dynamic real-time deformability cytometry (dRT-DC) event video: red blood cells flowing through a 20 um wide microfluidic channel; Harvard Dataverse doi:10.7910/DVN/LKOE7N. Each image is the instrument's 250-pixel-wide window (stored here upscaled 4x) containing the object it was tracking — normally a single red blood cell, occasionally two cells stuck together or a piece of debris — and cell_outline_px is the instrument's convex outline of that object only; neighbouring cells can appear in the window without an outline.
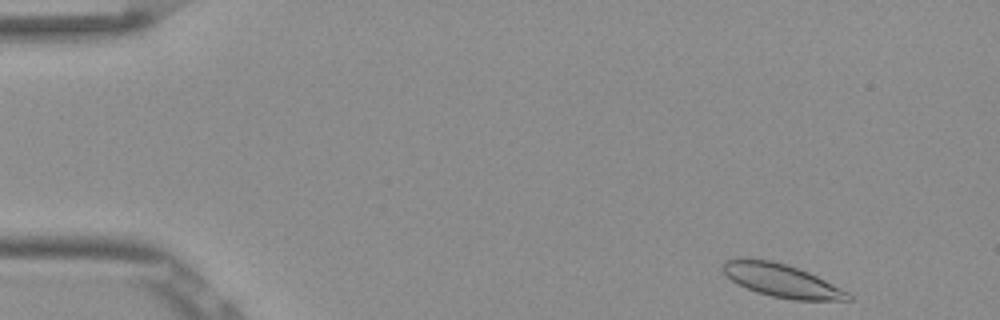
{"species": "Egyptian fruit bat (a non-hibernating species)", "species_latin": "Rousettus aegyptiacus", "temperature_condition": "room temperature", "stored_images_in_passage": 49, "camera_frame_rate_fps": 3000, "um_per_image_px": 0.085, "frame": {"image": 1, "passage_image": 1, "time_ms": 0.0, "image_size_px": [1000, 320], "cell_outline_px": [[852, 300], [792, 300], [772, 296], [756, 292], [732, 280], [720, 268], [720, 264], [724, 260], [740, 256], [772, 260], [788, 264], [808, 272], [848, 292], [852, 296]], "centroid_in_image_um": [66.36, 23.8], "position_along_channel_um": 18.6, "area_um2": 24.39}}
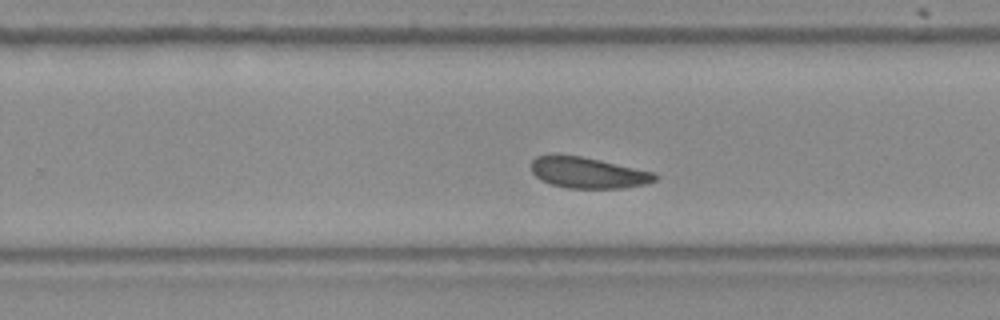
{"frame": {"image": 2, "passage_image": 30, "time_ms": 9.667, "image_size_px": [1000, 320], "cell_outline_px": [[660, 176], [656, 180], [648, 184], [620, 188], [568, 188], [552, 184], [536, 176], [532, 172], [532, 160], [536, 156], [580, 156], [600, 160], [656, 172]], "centroid_in_image_um": [50.08, 14.69], "position_along_channel_um": 279.7, "area_um2": 22.08}}
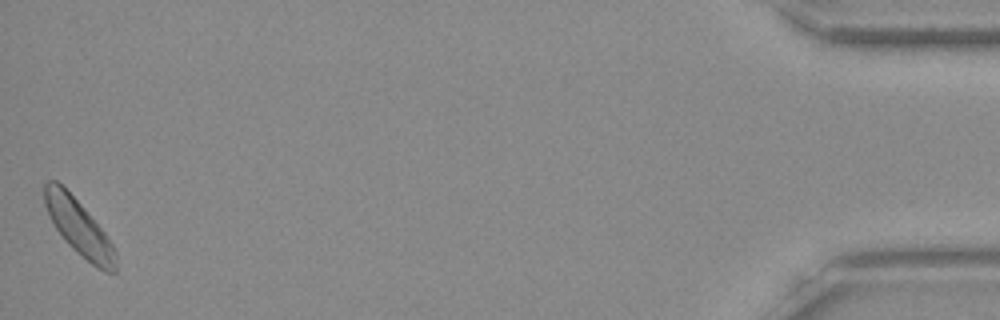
{"frame": {"image": 3, "passage_image": 49, "time_ms": 16.0, "image_size_px": [1000, 320], "cell_outline_px": [[116, 272], [104, 272], [96, 268], [72, 248], [64, 240], [48, 216], [44, 204], [44, 184], [48, 180], [56, 180], [80, 204], [104, 232], [112, 244], [116, 252]], "centroid_in_image_um": [6.69, 19.36], "position_along_channel_um": 428.5, "area_um2": 22.77}, "authors_computed_cell_mechanics": {"area_um2": 23.0622, "velocity_mm_per_s": 3.7867, "shape_relaxation_time_tau1_ms": 3.7287, "shape_relaxation_time_tau2_ms": 2.2246, "deformation_change_tau1": 0.0714, "deformation_change_tau2": 0.0743}}